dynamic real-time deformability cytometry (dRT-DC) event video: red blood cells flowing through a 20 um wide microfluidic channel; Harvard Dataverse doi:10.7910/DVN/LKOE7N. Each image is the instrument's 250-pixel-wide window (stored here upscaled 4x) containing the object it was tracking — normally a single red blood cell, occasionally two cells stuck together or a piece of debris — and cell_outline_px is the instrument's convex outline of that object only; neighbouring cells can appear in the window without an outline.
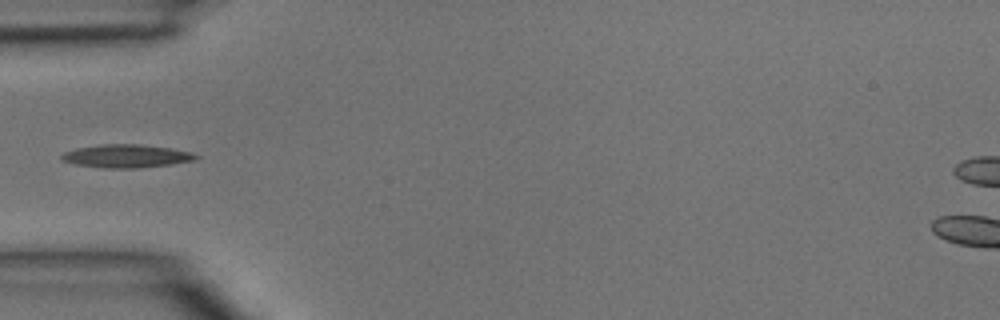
{"species": "common noctule bat (a hibernating species)", "species_latin": "Nyctalus noctula", "temperature_condition": "room temperature", "stored_images_in_passage": 31, "camera_frame_rate_fps": 3000, "um_per_image_px": 0.085, "animal": {"sex": "male", "body_mass_g": 15.6}, "frame": {"image": 1, "passage_image": 1, "time_ms": 0.0, "image_size_px": [1000, 320], "cell_outline_px": [[200, 156], [196, 160], [172, 164], [140, 168], [100, 168], [76, 164], [60, 160], [60, 156], [64, 152], [76, 148], [100, 144], [140, 144], [168, 148], [192, 152]], "centroid_in_image_um": [10.73, 13.27], "position_along_channel_um": 74.3, "area_um2": 18.26}}
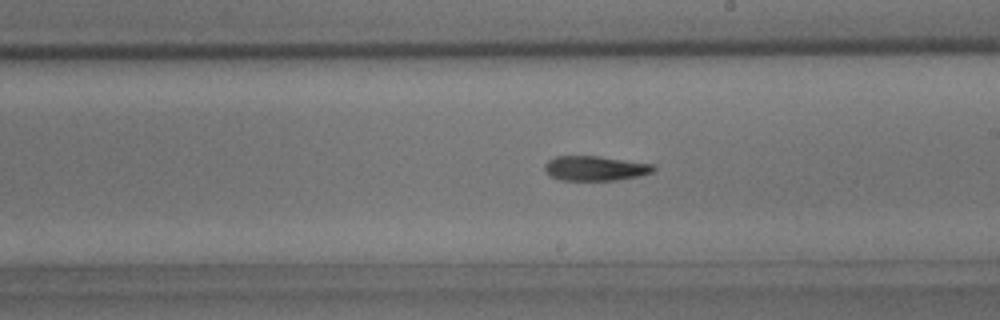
{"frame": {"image": 2, "passage_image": 12, "time_ms": 3.667, "image_size_px": [1000, 320], "cell_outline_px": [[656, 168], [652, 172], [640, 176], [616, 180], [560, 180], [544, 172], [544, 164], [548, 160], [556, 156], [596, 156], [656, 164]], "centroid_in_image_um": [50.6, 14.3], "position_along_channel_um": 238.4, "area_um2": 15.78}}
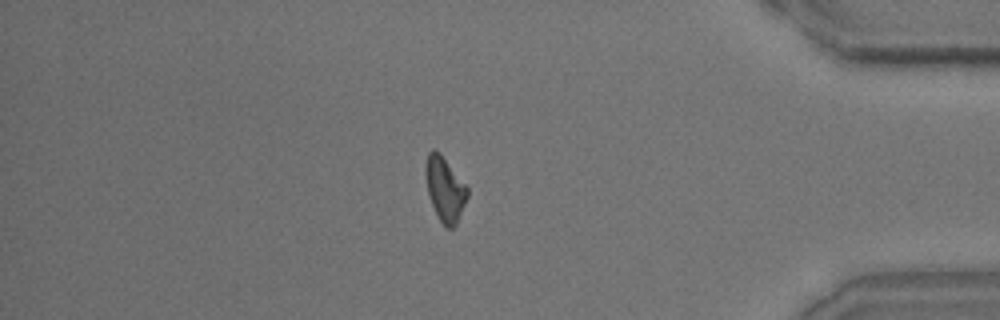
{"frame": {"image": 3, "passage_image": 25, "time_ms": 8.0, "image_size_px": [1000, 320], "cell_outline_px": [[468, 196], [456, 224], [452, 228], [444, 228], [428, 196], [424, 176], [424, 172], [428, 152], [432, 148], [436, 148], [440, 152], [468, 188]], "centroid_in_image_um": [37.79, 16.04], "position_along_channel_um": 397.4, "area_um2": 15.78}}